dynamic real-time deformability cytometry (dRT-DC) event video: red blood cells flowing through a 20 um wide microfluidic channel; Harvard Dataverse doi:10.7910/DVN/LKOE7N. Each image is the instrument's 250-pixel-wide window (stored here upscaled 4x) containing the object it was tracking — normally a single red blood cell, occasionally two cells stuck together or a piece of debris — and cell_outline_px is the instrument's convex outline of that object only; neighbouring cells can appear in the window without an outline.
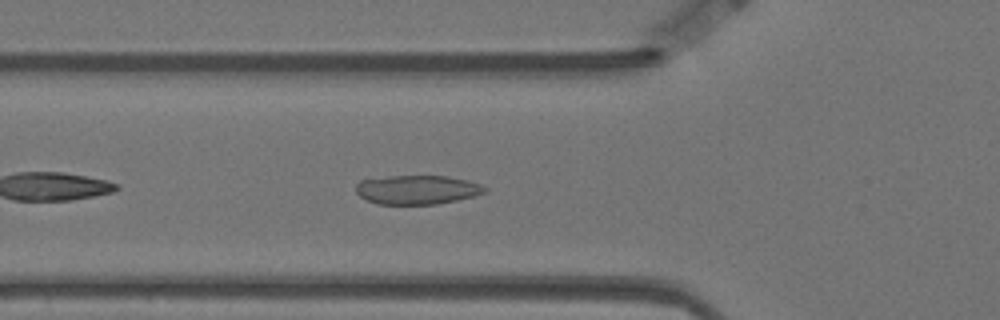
{"species": "Egyptian fruit bat (a non-hibernating species)", "species_latin": "Rousettus aegyptiacus", "temperature_condition": "warm", "stored_images_in_passage": 38, "camera_frame_rate_fps": 3000, "um_per_image_px": 0.085, "animal": {"sex": "female"}, "frame": {"image": 1, "passage_image": 6, "time_ms": 1.667, "image_size_px": [1000, 320], "cell_outline_px": [[488, 192], [456, 200], [436, 204], [376, 204], [360, 196], [356, 192], [356, 184], [360, 180], [388, 176], [448, 176], [468, 180], [480, 184], [488, 188]], "centroid_in_image_um": [35.47, 16.12], "position_along_channel_um": 90.3, "area_um2": 21.85}}
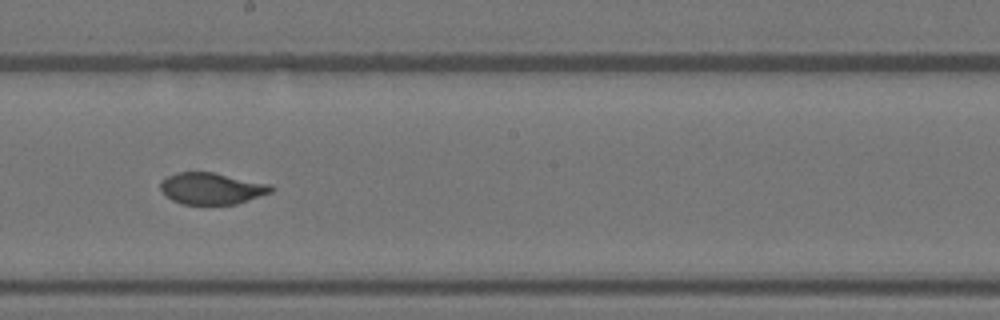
{"frame": {"image": 2, "passage_image": 18, "time_ms": 5.667, "image_size_px": [1000, 320], "cell_outline_px": [[276, 188], [272, 192], [236, 204], [180, 204], [172, 200], [160, 188], [160, 180], [168, 176], [180, 172], [212, 172], [272, 184]], "centroid_in_image_um": [18.02, 16.02], "position_along_channel_um": 230.2, "area_um2": 20.35}}
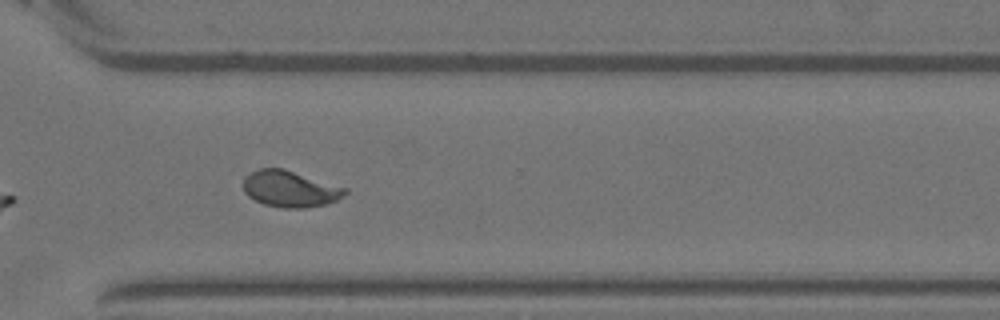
{"frame": {"image": 3, "passage_image": 28, "time_ms": 9.0, "image_size_px": [1000, 320], "cell_outline_px": [[348, 192], [344, 196], [336, 200], [324, 204], [304, 208], [284, 208], [264, 204], [248, 196], [244, 192], [244, 176], [260, 168], [284, 168], [348, 188]], "centroid_in_image_um": [24.67, 16.05], "position_along_channel_um": 345.9, "area_um2": 21.56}}